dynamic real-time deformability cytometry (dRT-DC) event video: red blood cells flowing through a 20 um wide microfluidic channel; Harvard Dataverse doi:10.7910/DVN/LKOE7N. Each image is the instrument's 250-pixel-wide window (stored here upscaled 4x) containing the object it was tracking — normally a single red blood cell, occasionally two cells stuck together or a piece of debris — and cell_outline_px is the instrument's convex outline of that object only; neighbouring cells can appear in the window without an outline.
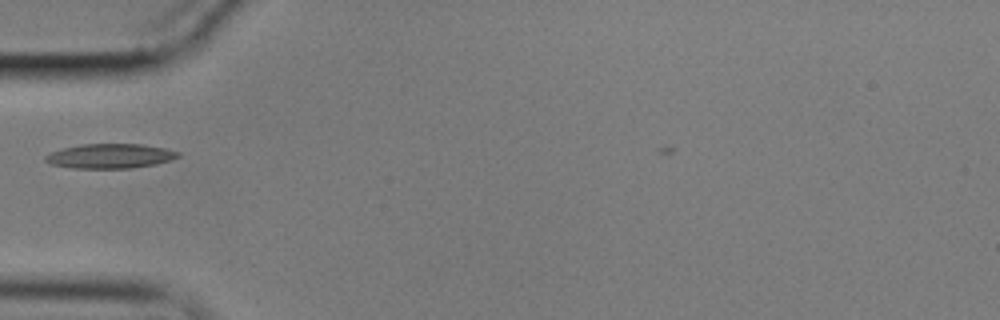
{"species": "common noctule bat (a hibernating species)", "species_latin": "Nyctalus noctula", "temperature_condition": "cold", "stored_images_in_passage": 40, "camera_frame_rate_fps": 3000, "um_per_image_px": 0.085, "animal": {"sex": "male", "body_mass_g": 17.9}, "frame": {"image": 1, "passage_image": 2, "time_ms": 0.333, "image_size_px": [1000, 320], "cell_outline_px": [[180, 156], [172, 160], [156, 164], [132, 168], [72, 168], [52, 164], [44, 160], [44, 156], [52, 152], [64, 148], [80, 144], [144, 144], [164, 148], [180, 152]], "centroid_in_image_um": [9.39, 13.26], "position_along_channel_um": 75.6, "area_um2": 19.02}}
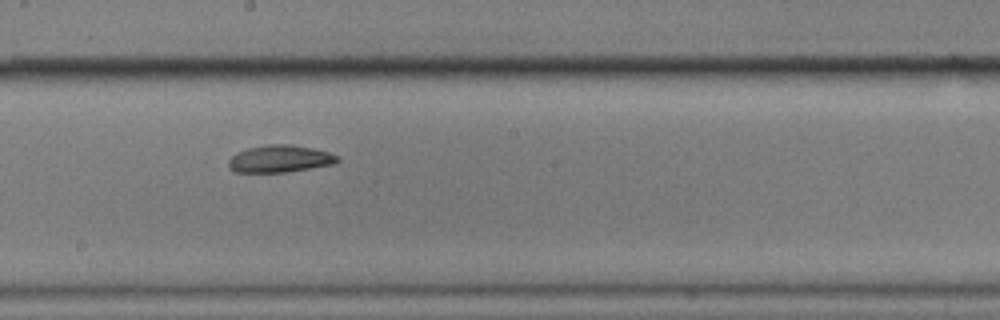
{"frame": {"image": 2, "passage_image": 15, "time_ms": 4.667, "image_size_px": [1000, 320], "cell_outline_px": [[340, 160], [336, 164], [288, 172], [236, 172], [228, 168], [228, 160], [236, 152], [248, 148], [268, 144], [288, 144], [312, 148], [328, 152], [340, 156]], "centroid_in_image_um": [23.81, 13.5], "position_along_channel_um": 224.4, "area_um2": 17.46}}
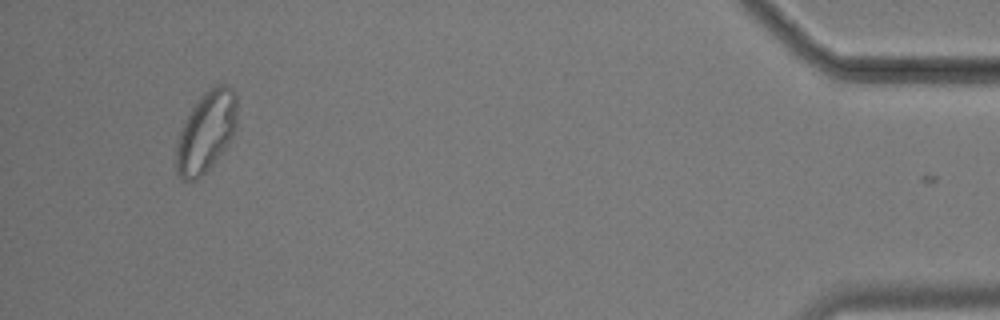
{"frame": {"image": 3, "passage_image": 38, "time_ms": 12.333, "image_size_px": [1000, 320], "cell_outline_px": [[236, 128], [228, 144], [216, 160], [196, 180], [184, 180], [176, 172], [176, 144], [184, 120], [196, 100], [212, 84], [224, 84], [232, 88], [236, 92]], "centroid_in_image_um": [17.52, 11.15], "position_along_channel_um": 417.7, "area_um2": 28.73}, "authors_computed_cell_mechanics": {"area_um2": 17.7446, "velocity_mm_per_s": 3.4279, "shape_relaxation_time_tau1_ms": 5.9266, "shape_relaxation_time_tau2_ms": null, "deformation_change_tau1": 0.129, "deformation_change_tau2": null}}